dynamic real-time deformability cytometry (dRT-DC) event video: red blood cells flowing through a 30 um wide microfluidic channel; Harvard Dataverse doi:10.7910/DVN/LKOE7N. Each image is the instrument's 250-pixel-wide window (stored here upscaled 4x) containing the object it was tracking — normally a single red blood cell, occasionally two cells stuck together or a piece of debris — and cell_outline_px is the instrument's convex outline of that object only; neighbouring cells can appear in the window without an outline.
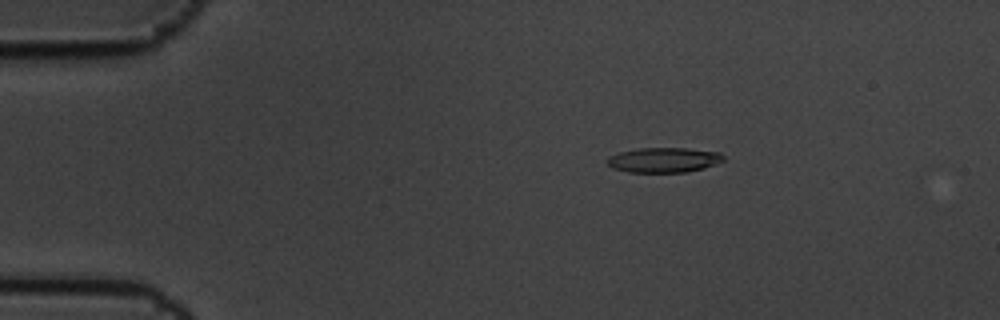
{"species": "common noctule bat (a hibernating species)", "species_latin": "Nyctalus noctula", "temperature_condition": "cold", "stored_images_in_passage": 4, "camera_frame_rate_fps": 3000, "um_per_image_px": 0.085, "animal": {"sex": "male", "body_mass_g": 19.5, "forearm_length_mm": 54.6}, "frame": {"image": 1, "passage_image": 2, "time_ms": 0.333, "image_size_px": [1000, 320], "cell_outline_px": [[724, 160], [704, 168], [688, 172], [628, 172], [612, 168], [604, 160], [608, 156], [620, 152], [636, 148], [688, 148], [720, 152], [724, 156]], "centroid_in_image_um": [56.39, 13.59], "position_along_channel_um": 28.6, "area_um2": 17.05}}